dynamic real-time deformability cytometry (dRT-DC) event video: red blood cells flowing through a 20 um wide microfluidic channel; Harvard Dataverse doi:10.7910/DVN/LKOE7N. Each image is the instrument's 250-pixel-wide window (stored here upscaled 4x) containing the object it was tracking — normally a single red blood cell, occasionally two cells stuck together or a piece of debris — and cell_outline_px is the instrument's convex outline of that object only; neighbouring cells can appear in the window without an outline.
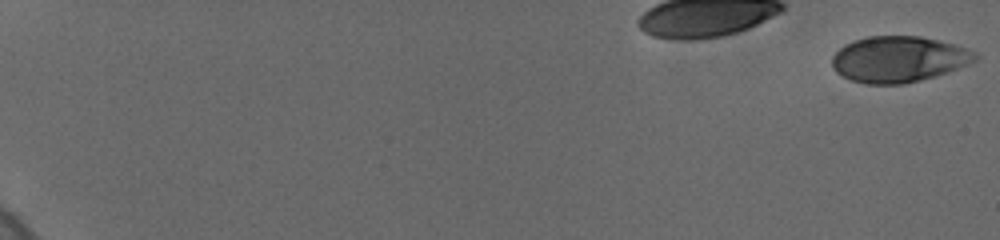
{"species": "human", "species_latin": "Homo sapiens", "temperature_condition": "cold", "stored_images_in_passage": 22, "camera_frame_rate_fps": 3000, "um_per_image_px": 0.085, "donor": {"sex": "female"}, "frame": {"image": 1, "passage_image": 1, "time_ms": 0.0, "image_size_px": [1000, 240], "cell_outline_px": [[980, 56], [976, 60], [948, 72], [936, 76], [904, 84], [864, 84], [852, 80], [836, 72], [832, 68], [832, 56], [844, 44], [868, 36], [920, 36], [952, 44], [976, 52]], "centroid_in_image_um": [76.37, 5.04], "position_along_channel_um": 8.6, "area_um2": 38.21}}
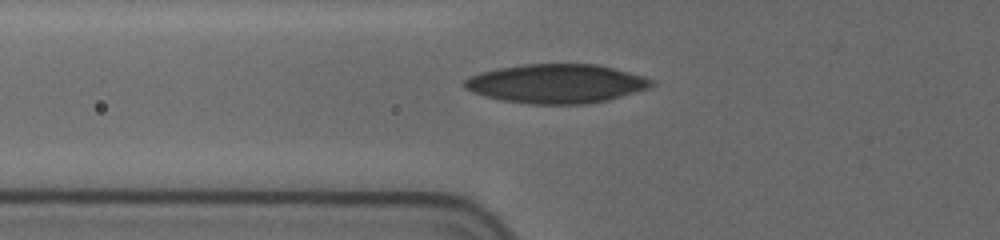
{"frame": {"image": 2, "passage_image": 20, "time_ms": 8.0, "image_size_px": [1000, 240], "cell_outline_px": [[656, 84], [648, 88], [636, 92], [608, 100], [584, 104], [532, 104], [500, 100], [484, 96], [472, 92], [464, 88], [464, 80], [480, 72], [500, 68], [524, 64], [596, 64], [628, 72], [656, 80]], "centroid_in_image_um": [47.3, 7.11], "position_along_channel_um": 78.5, "area_um2": 42.48}}
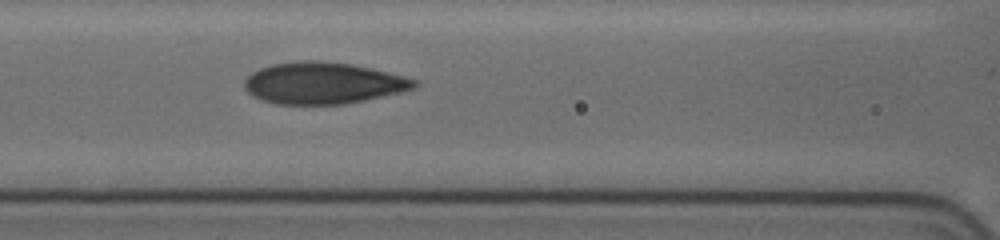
{"frame": {"image": 3, "passage_image": 22, "time_ms": 9.667, "image_size_px": [1000, 240], "cell_outline_px": [[420, 84], [416, 88], [400, 92], [364, 100], [344, 104], [276, 104], [260, 100], [252, 96], [244, 88], [244, 80], [252, 72], [260, 68], [272, 64], [304, 60], [320, 60], [352, 64], [388, 72], [420, 80]], "centroid_in_image_um": [27.47, 7.06], "position_along_channel_um": 139.1, "area_um2": 41.44}}